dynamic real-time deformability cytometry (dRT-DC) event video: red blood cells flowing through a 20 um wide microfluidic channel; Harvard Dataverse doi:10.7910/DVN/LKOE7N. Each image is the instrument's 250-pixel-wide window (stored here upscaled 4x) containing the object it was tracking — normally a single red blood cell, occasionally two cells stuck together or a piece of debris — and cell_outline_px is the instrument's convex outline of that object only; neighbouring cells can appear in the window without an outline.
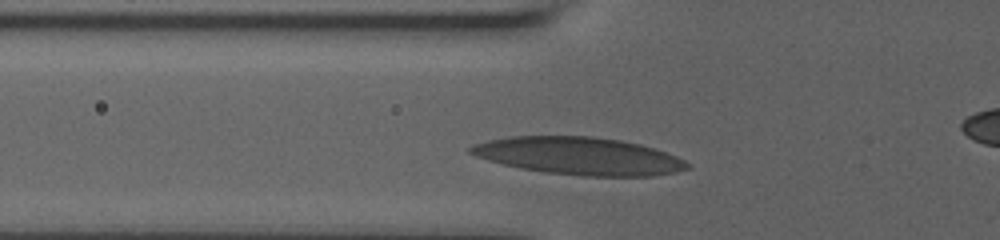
{"species": "human", "species_latin": "Homo sapiens", "temperature_condition": "room temperature", "stored_images_in_passage": 9, "camera_frame_rate_fps": 3000, "um_per_image_px": 0.085, "donor": {"sex": "male"}, "frame": {"image": 1, "passage_image": 3, "time_ms": 0.333, "image_size_px": [1000, 240], "cell_outline_px": [[692, 164], [688, 168], [676, 172], [652, 176], [584, 176], [544, 172], [520, 168], [488, 160], [476, 156], [468, 152], [468, 148], [472, 144], [488, 140], [512, 136], [592, 136], [620, 140], [640, 144], [676, 156]], "centroid_in_image_um": [49.2, 13.26], "position_along_channel_um": 76.6, "area_um2": 47.34}}